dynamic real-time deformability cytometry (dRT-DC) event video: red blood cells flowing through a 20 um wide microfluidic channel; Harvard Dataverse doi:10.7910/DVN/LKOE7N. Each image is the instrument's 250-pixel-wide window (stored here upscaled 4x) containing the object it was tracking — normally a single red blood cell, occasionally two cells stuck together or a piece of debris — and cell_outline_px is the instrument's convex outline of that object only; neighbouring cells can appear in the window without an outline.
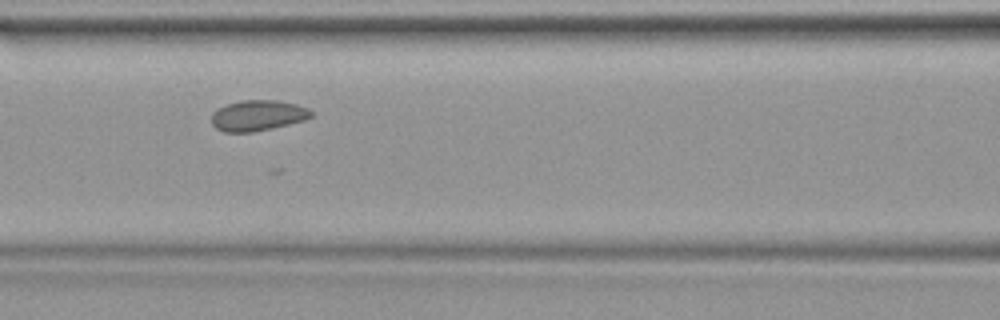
{"species": "common noctule bat (a hibernating species)", "species_latin": "Nyctalus noctula", "temperature_condition": "warm", "stored_images_in_passage": 22, "camera_frame_rate_fps": 3000, "um_per_image_px": 0.085, "animal": {"sex": "female", "body_mass_g": 19.9}, "frame": {"image": 1, "passage_image": 12, "time_ms": 3.667, "image_size_px": [1000, 320], "cell_outline_px": [[312, 116], [304, 120], [272, 128], [252, 132], [224, 132], [216, 128], [212, 124], [212, 112], [216, 108], [240, 100], [276, 100], [296, 104], [308, 108], [312, 112]], "centroid_in_image_um": [21.88, 9.81], "position_along_channel_um": 144.7, "area_um2": 17.8}}